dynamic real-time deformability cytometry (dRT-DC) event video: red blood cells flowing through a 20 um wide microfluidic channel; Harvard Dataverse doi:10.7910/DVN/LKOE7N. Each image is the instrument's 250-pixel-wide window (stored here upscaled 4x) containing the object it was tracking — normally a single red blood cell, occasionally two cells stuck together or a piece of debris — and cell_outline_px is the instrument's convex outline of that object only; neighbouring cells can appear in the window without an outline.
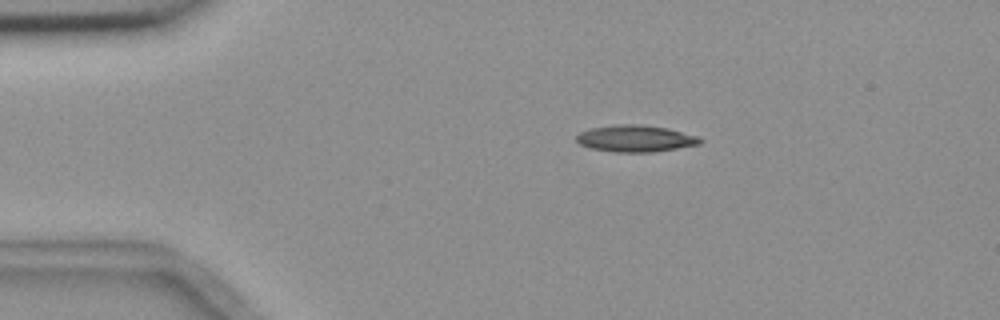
{"species": "common noctule bat (a hibernating species)", "species_latin": "Nyctalus noctula", "temperature_condition": "room temperature", "stored_images_in_passage": 6, "camera_frame_rate_fps": 3000, "um_per_image_px": 0.085, "animal": {"sex": "female", "body_mass_g": 18.4}, "frame": {"image": 1, "passage_image": 3, "time_ms": 2.333, "image_size_px": [1000, 320], "cell_outline_px": [[704, 140], [700, 144], [652, 152], [612, 152], [588, 148], [580, 144], [576, 140], [576, 136], [580, 132], [592, 128], [616, 124], [644, 124], [668, 128], [696, 136]], "centroid_in_image_um": [53.99, 11.77], "position_along_channel_um": 31.0, "area_um2": 19.31}}
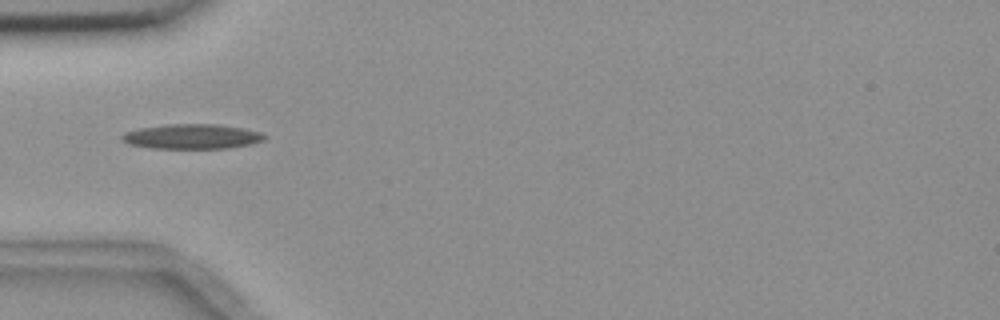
{"frame": {"image": 2, "passage_image": 5, "time_ms": 4.667, "image_size_px": [1000, 320], "cell_outline_px": [[268, 136], [264, 140], [252, 144], [228, 148], [152, 148], [128, 144], [120, 140], [120, 136], [124, 132], [140, 128], [164, 124], [216, 124], [244, 128], [260, 132]], "centroid_in_image_um": [16.31, 11.6], "position_along_channel_um": 68.7, "area_um2": 20.81}}